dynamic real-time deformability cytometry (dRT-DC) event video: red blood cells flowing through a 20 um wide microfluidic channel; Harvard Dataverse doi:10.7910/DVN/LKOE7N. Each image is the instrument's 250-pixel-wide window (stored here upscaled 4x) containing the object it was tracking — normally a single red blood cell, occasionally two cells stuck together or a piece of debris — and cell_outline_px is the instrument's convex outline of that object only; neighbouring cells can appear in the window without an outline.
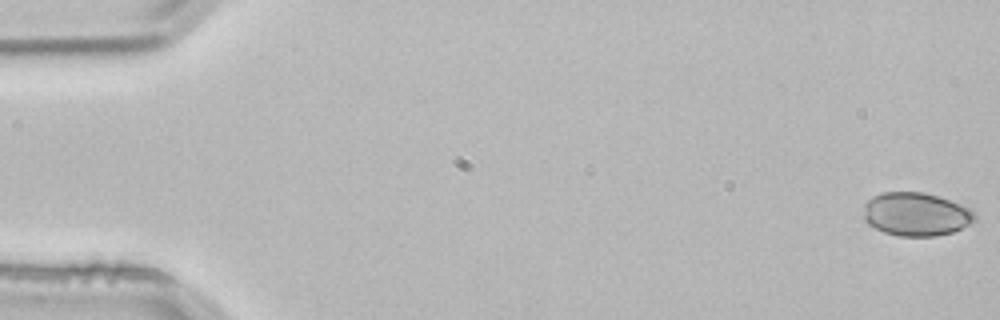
{"species": "common noctule bat (a hibernating species)", "species_latin": "Nyctalus noctula", "temperature_condition": "room temperature", "stored_images_in_passage": 4, "camera_frame_rate_fps": 3000, "um_per_image_px": 0.085, "animal": {"sex": "male", "body_mass_g": 21.5, "forearm_length_mm": 52.0}, "frame": {"image": 1, "passage_image": 1, "time_ms": 0.0, "image_size_px": [1000, 320], "cell_outline_px": [[976, 220], [952, 232], [936, 236], [900, 236], [884, 232], [868, 224], [864, 220], [864, 204], [872, 196], [884, 192], [924, 192], [972, 208], [976, 216]], "centroid_in_image_um": [77.85, 18.2], "position_along_channel_um": 7.1, "area_um2": 28.09}}
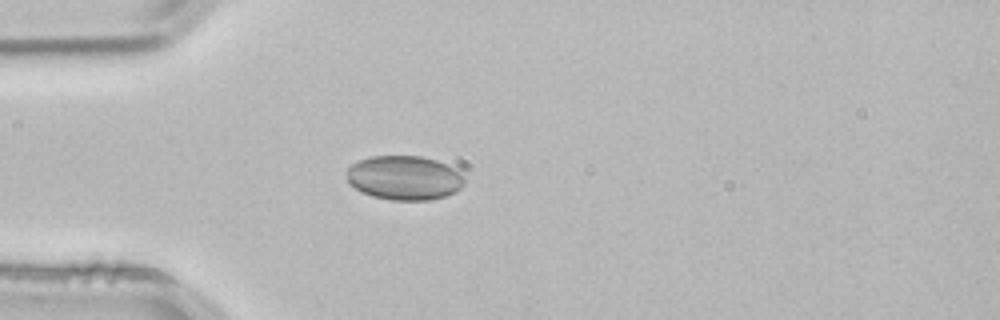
{"frame": {"image": 2, "passage_image": 4, "time_ms": 1.0, "image_size_px": [1000, 320], "cell_outline_px": [[464, 184], [460, 188], [444, 196], [428, 200], [392, 200], [372, 196], [360, 192], [348, 184], [348, 168], [352, 164], [360, 160], [372, 156], [420, 156], [436, 160], [456, 168], [464, 176]], "centroid_in_image_um": [34.36, 15.11], "position_along_channel_um": 50.6, "area_um2": 30.35}}